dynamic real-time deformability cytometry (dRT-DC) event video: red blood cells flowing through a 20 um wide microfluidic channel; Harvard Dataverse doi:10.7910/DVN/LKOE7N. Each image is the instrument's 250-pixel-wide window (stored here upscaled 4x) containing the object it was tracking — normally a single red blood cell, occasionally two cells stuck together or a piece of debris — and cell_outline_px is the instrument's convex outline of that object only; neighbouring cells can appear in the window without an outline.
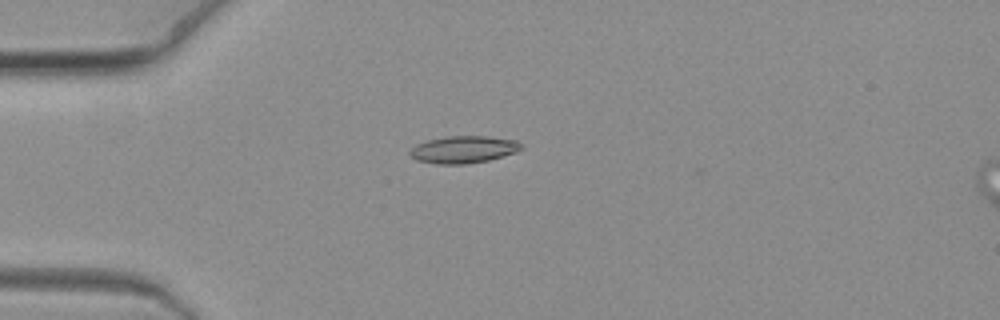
{"species": "common noctule bat (a hibernating species)", "species_latin": "Nyctalus noctula", "temperature_condition": "warm", "stored_images_in_passage": 2, "segment_of_instrument_passage": [1, 2], "camera_frame_rate_fps": 3000, "um_per_image_px": 0.085, "animal": {"sex": "female", "body_mass_g": 19.3, "forearm_length_mm": 54.1}, "frame": {"image": 1, "passage_image": 1, "time_ms": 0.0, "image_size_px": [1000, 320], "cell_outline_px": [[524, 148], [516, 152], [488, 160], [464, 164], [436, 164], [416, 160], [408, 152], [416, 144], [428, 140], [448, 136], [488, 136], [516, 140]], "centroid_in_image_um": [39.39, 12.7], "position_along_channel_um": 45.6, "area_um2": 17.57}}